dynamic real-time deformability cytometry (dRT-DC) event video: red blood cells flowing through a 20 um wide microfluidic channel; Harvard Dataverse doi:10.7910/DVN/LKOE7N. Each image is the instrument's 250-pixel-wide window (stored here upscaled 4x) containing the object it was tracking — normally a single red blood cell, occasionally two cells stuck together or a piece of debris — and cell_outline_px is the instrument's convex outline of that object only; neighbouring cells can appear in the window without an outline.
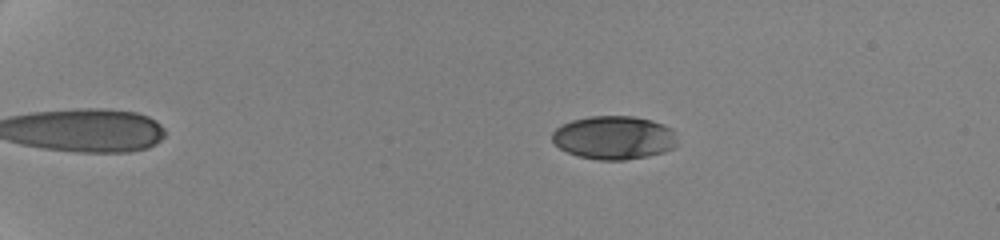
{"species": "human", "species_latin": "Homo sapiens", "temperature_condition": "cold", "stored_images_in_passage": 35, "camera_frame_rate_fps": 3000, "um_per_image_px": 0.085, "donor": {"sex": "female"}, "frame": {"image": 1, "passage_image": 12, "time_ms": 2.333, "image_size_px": [1000, 240], "cell_outline_px": [[676, 144], [672, 148], [664, 152], [624, 160], [600, 160], [580, 156], [568, 152], [560, 148], [552, 140], [552, 132], [556, 128], [572, 120], [588, 116], [632, 116], [652, 120], [668, 128], [676, 140]], "centroid_in_image_um": [52.14, 11.69], "position_along_channel_um": 32.9, "area_um2": 31.15}}